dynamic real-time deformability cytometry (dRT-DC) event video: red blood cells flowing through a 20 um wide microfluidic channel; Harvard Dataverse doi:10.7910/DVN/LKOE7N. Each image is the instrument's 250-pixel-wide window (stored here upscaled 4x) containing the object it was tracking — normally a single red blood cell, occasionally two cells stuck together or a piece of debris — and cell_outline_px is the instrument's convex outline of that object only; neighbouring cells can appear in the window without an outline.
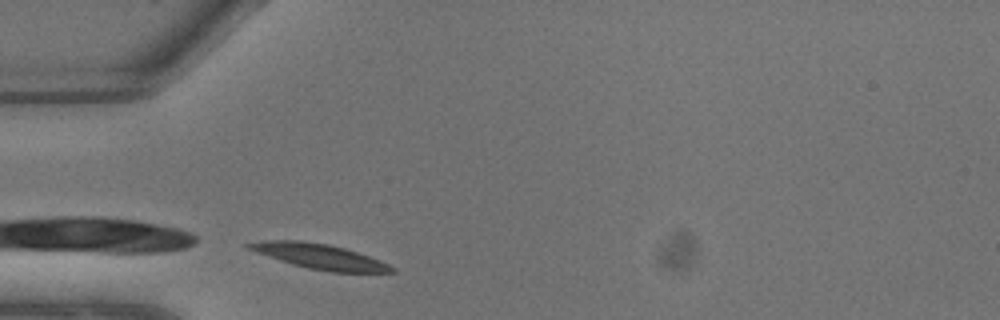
{"species": "common noctule bat (a hibernating species)", "species_latin": "Nyctalus noctula", "temperature_condition": "warm", "stored_images_in_passage": 2, "camera_frame_rate_fps": 3000, "um_per_image_px": 0.085, "animal": {"sex": "male", "body_mass_g": 13.3}, "frame": {"image": 1, "passage_image": 2, "time_ms": 0.333, "image_size_px": [1000, 320], "cell_outline_px": [[396, 272], [332, 272], [308, 268], [292, 264], [244, 248], [244, 244], [260, 240], [304, 240], [328, 244], [344, 248], [380, 260], [396, 268]], "centroid_in_image_um": [27.11, 21.78], "position_along_channel_um": 57.9, "area_um2": 20.87}}